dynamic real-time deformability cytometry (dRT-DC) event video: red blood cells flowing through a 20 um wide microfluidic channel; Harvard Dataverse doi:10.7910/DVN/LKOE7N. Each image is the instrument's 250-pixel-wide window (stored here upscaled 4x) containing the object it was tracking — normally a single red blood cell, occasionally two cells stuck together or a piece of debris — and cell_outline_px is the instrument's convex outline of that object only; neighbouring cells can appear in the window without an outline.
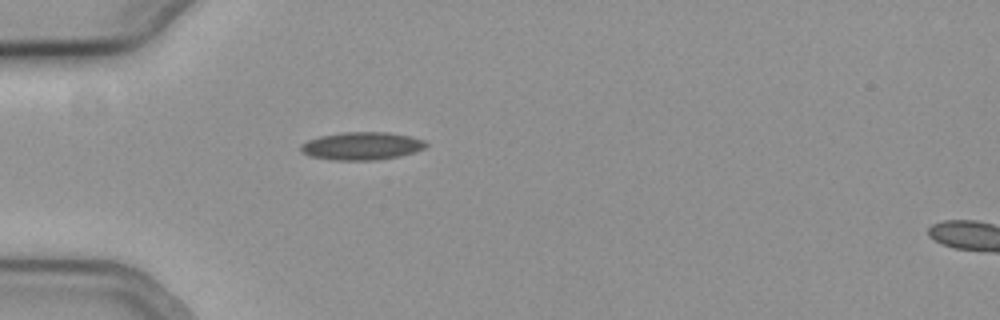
{"species": "common noctule bat (a hibernating species)", "species_latin": "Nyctalus noctula", "temperature_condition": "cold", "stored_images_in_passage": 39, "camera_frame_rate_fps": 3000, "um_per_image_px": 0.085, "animal": {"sex": "female", "body_mass_g": 19.3, "forearm_length_mm": 54.1}, "frame": {"image": 1, "passage_image": 1, "time_ms": 0.0, "image_size_px": [1000, 320], "cell_outline_px": [[428, 144], [424, 148], [412, 152], [396, 156], [376, 160], [336, 160], [308, 156], [300, 152], [300, 144], [308, 140], [320, 136], [344, 132], [388, 132], [408, 136], [424, 140]], "centroid_in_image_um": [30.69, 12.4], "position_along_channel_um": 54.3, "area_um2": 20.17}}
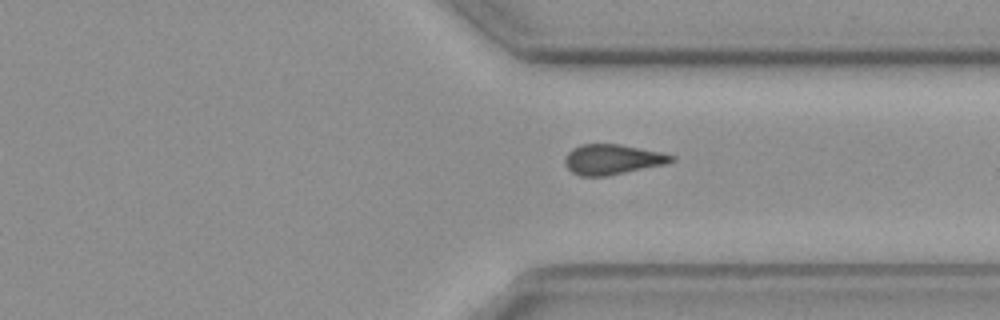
{"frame": {"image": 2, "passage_image": 26, "time_ms": 8.333, "image_size_px": [1000, 320], "cell_outline_px": [[676, 160], [664, 164], [604, 176], [580, 176], [572, 172], [564, 164], [564, 160], [568, 152], [572, 148], [580, 144], [620, 144], [660, 152], [676, 156]], "centroid_in_image_um": [52.02, 13.54], "position_along_channel_um": 359.4, "area_um2": 18.55}}
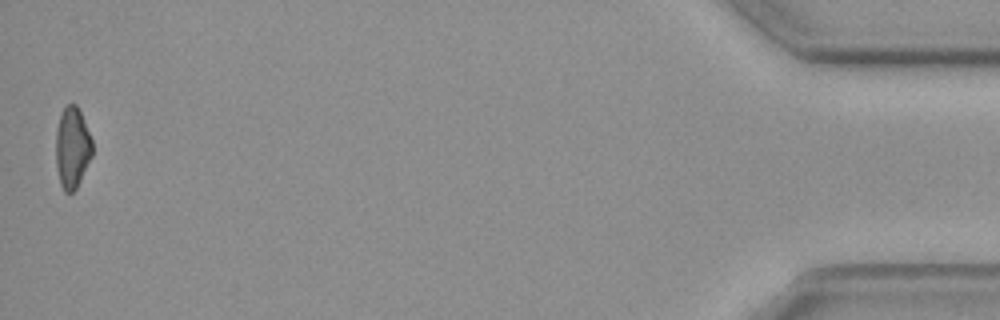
{"frame": {"image": 3, "passage_image": 39, "time_ms": 12.667, "image_size_px": [1000, 320], "cell_outline_px": [[92, 156], [76, 188], [72, 192], [64, 192], [60, 184], [56, 168], [56, 128], [60, 116], [64, 108], [68, 104], [76, 104], [80, 112], [92, 140]], "centroid_in_image_um": [6.13, 12.57], "position_along_channel_um": 429.1, "area_um2": 17.11}, "authors_computed_cell_mechanics": {"area_um2": 18.5538, "velocity_mm_per_s": 3.7983, "shape_relaxation_time_tau1_ms": 4.5578, "shape_relaxation_time_tau2_ms": 9.7518, "deformation_change_tau1": 0.1126, "deformation_change_tau2": 0.2062}}